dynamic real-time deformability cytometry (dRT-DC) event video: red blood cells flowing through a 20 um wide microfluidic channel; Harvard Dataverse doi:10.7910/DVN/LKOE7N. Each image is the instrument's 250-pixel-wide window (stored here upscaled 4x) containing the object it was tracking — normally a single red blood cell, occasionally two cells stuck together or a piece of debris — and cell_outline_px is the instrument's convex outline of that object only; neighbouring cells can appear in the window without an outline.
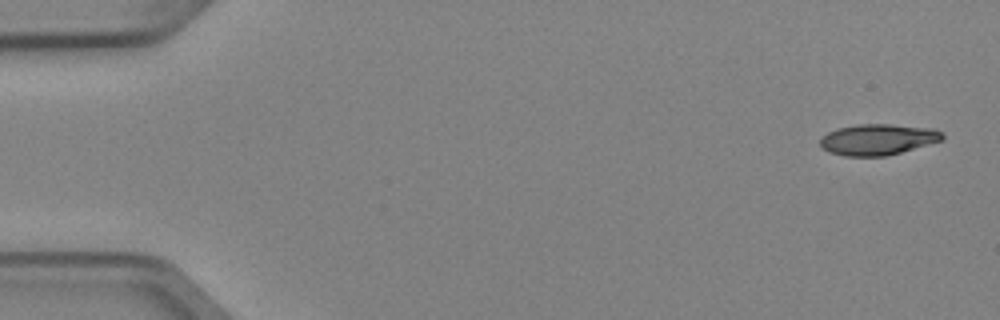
{"species": "Egyptian fruit bat (a non-hibernating species)", "species_latin": "Rousettus aegyptiacus", "temperature_condition": "cold", "stored_images_in_passage": 5, "segment_of_instrument_passage": [1, 2], "camera_frame_rate_fps": 3000, "um_per_image_px": 0.085, "animal": {"sex": "female"}, "frame": {"image": 1, "passage_image": 1, "time_ms": 0.0, "image_size_px": [1000, 320], "cell_outline_px": [[944, 140], [888, 156], [844, 156], [828, 152], [820, 148], [820, 140], [828, 132], [836, 128], [860, 124], [888, 124], [936, 128], [944, 136]], "centroid_in_image_um": [74.62, 11.86], "position_along_channel_um": 10.4, "area_um2": 22.31}}